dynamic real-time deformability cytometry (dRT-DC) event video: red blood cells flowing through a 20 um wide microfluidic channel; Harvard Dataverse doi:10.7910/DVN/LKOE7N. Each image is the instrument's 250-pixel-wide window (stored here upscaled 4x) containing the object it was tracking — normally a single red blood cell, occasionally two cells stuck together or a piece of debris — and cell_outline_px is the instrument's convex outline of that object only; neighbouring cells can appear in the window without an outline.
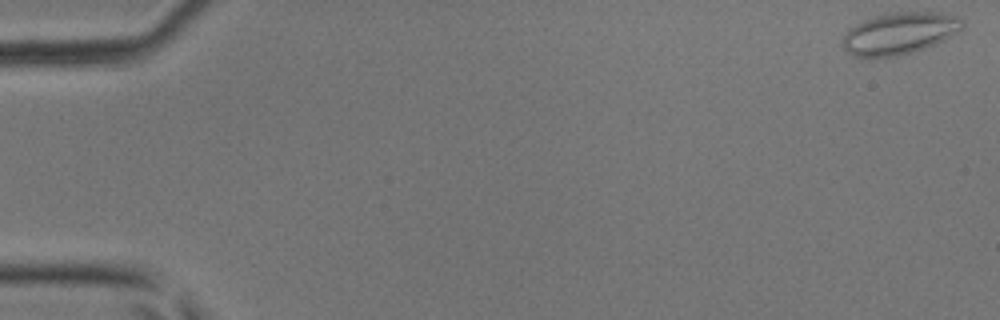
{"species": "common noctule bat (a hibernating species)", "species_latin": "Nyctalus noctula", "temperature_condition": "room temperature", "stored_images_in_passage": 2, "camera_frame_rate_fps": 3000, "um_per_image_px": 0.085, "animal": {"sex": "male", "body_mass_g": 17.9, "forearm_length_mm": 54.2}, "frame": {"image": 1, "passage_image": 1, "time_ms": 0.0, "image_size_px": [1000, 320], "cell_outline_px": [[964, 24], [956, 32], [944, 40], [924, 48], [912, 52], [896, 56], [868, 60], [852, 56], [840, 44], [840, 40], [848, 28], [864, 20], [876, 16], [892, 12], [940, 12], [956, 16]], "centroid_in_image_um": [76.35, 2.87], "position_along_channel_um": 8.7, "area_um2": 29.59}}